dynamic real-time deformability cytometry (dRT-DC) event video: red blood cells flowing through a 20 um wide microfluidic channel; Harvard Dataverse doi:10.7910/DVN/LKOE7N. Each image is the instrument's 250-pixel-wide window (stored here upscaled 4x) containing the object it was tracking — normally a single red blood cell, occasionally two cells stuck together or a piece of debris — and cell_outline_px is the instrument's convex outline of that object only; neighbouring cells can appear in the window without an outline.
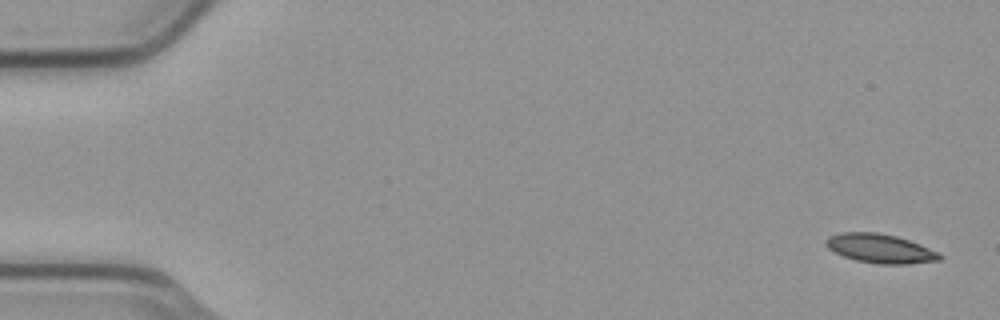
{"species": "common noctule bat (a hibernating species)", "species_latin": "Nyctalus noctula", "temperature_condition": "cold", "stored_images_in_passage": 6, "camera_frame_rate_fps": 3000, "um_per_image_px": 0.085, "animal": {"sex": "male", "body_mass_g": 23.1, "forearm_length_mm": 52.7}, "frame": {"image": 1, "passage_image": 1, "time_ms": 0.0, "image_size_px": [1000, 320], "cell_outline_px": [[944, 256], [940, 260], [908, 264], [880, 264], [856, 260], [844, 256], [828, 248], [824, 244], [824, 240], [828, 236], [840, 232], [876, 232], [896, 236], [920, 244], [940, 252]], "centroid_in_image_um": [74.83, 21.12], "position_along_channel_um": 10.2, "area_um2": 19.36}}